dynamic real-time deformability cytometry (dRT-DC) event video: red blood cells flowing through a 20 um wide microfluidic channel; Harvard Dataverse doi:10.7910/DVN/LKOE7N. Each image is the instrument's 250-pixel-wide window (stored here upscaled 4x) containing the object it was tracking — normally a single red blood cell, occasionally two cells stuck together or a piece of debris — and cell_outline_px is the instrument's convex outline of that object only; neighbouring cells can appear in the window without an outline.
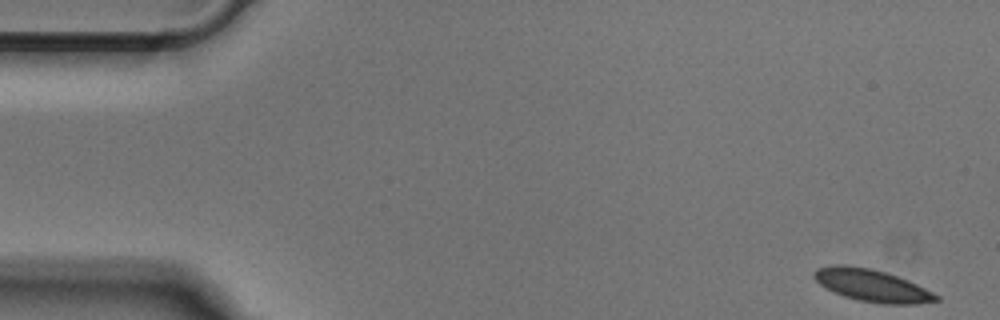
{"species": "Egyptian fruit bat (a non-hibernating species)", "species_latin": "Rousettus aegyptiacus", "temperature_condition": "cold", "stored_images_in_passage": 51, "camera_frame_rate_fps": 3000, "um_per_image_px": 0.085, "animal": {"sex": "male"}, "frame": {"image": 1, "passage_image": 1, "time_ms": 0.0, "image_size_px": [1000, 320], "cell_outline_px": [[940, 300], [916, 304], [884, 304], [860, 300], [844, 296], [820, 284], [812, 276], [812, 272], [816, 268], [832, 264], [844, 264], [872, 268], [908, 280], [940, 296]], "centroid_in_image_um": [74.1, 24.24], "position_along_channel_um": 10.9, "area_um2": 22.83}}
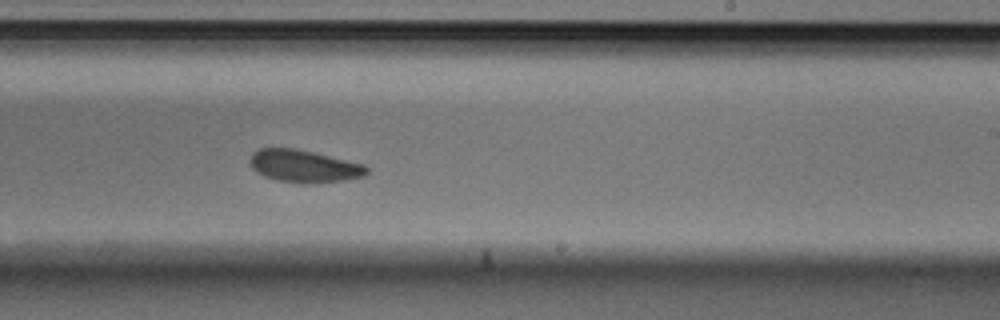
{"frame": {"image": 2, "passage_image": 30, "time_ms": 9.667, "image_size_px": [1000, 320], "cell_outline_px": [[368, 172], [364, 176], [344, 180], [304, 184], [280, 180], [264, 176], [256, 172], [248, 164], [248, 160], [252, 152], [260, 148], [296, 148], [364, 164], [368, 168]], "centroid_in_image_um": [25.8, 14.11], "position_along_channel_um": 263.2, "area_um2": 22.14}}
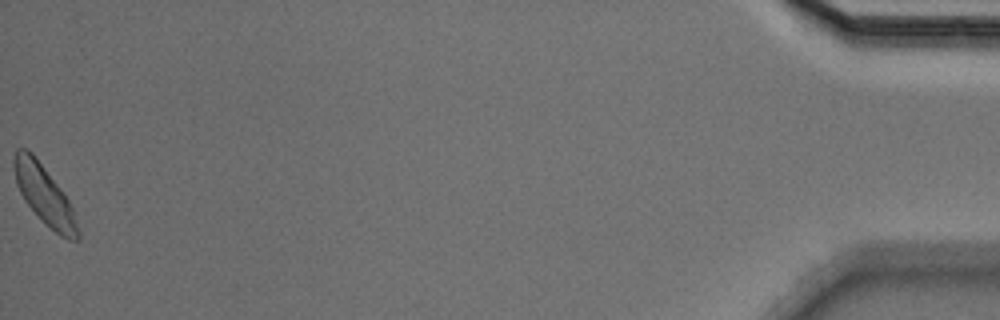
{"frame": {"image": 3, "passage_image": 51, "time_ms": 16.667, "image_size_px": [1000, 320], "cell_outline_px": [[80, 240], [68, 240], [60, 236], [24, 200], [16, 184], [12, 164], [12, 156], [16, 148], [28, 148], [36, 156], [60, 188], [68, 200], [72, 208], [80, 232]], "centroid_in_image_um": [3.74, 16.5], "position_along_channel_um": 431.5, "area_um2": 21.73}}